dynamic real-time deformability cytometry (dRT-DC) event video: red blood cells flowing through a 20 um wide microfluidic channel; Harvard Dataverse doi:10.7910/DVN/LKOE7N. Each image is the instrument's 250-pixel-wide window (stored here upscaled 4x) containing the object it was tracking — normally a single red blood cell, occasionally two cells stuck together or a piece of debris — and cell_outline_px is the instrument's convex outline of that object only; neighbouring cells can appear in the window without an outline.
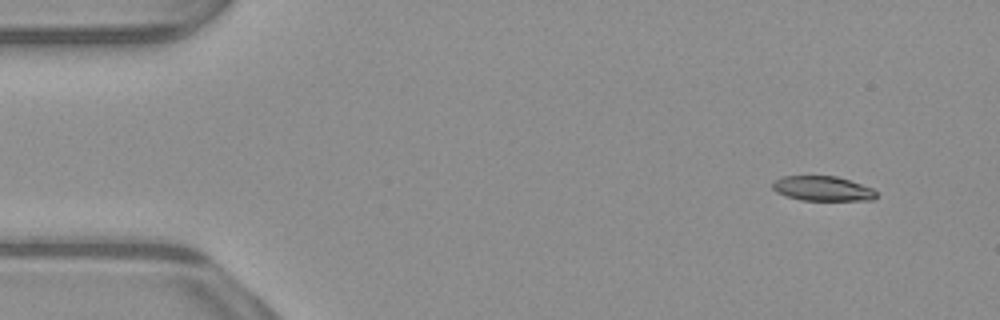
{"species": "common noctule bat (a hibernating species)", "species_latin": "Nyctalus noctula", "temperature_condition": "warm", "stored_images_in_passage": 49, "camera_frame_rate_fps": 3000, "um_per_image_px": 0.085, "animal": {"sex": "male", "body_mass_g": 23.1, "forearm_length_mm": 52.7}, "frame": {"image": 1, "passage_image": 1, "time_ms": 0.0, "image_size_px": [1000, 320], "cell_outline_px": [[876, 196], [872, 200], [800, 200], [776, 192], [772, 188], [772, 180], [784, 176], [836, 176], [872, 188], [876, 192]], "centroid_in_image_um": [69.88, 16.02], "position_along_channel_um": 15.1, "area_um2": 14.85}}
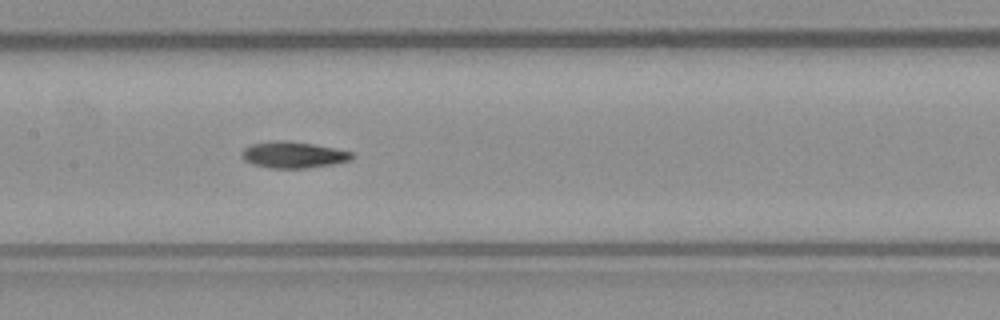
{"frame": {"image": 2, "passage_image": 22, "time_ms": 7.0, "image_size_px": [1000, 320], "cell_outline_px": [[356, 156], [352, 160], [332, 164], [308, 168], [268, 168], [252, 164], [244, 160], [240, 156], [240, 152], [244, 148], [252, 144], [276, 140], [288, 140], [336, 148], [352, 152]], "centroid_in_image_um": [24.93, 13.16], "position_along_channel_um": 182.5, "area_um2": 17.17}}
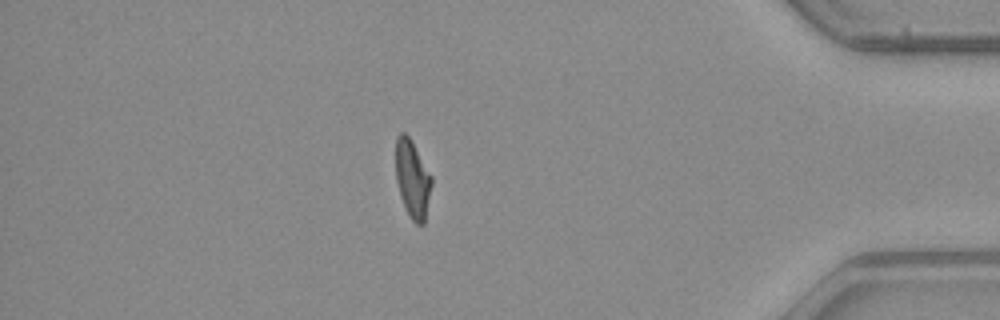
{"frame": {"image": 3, "passage_image": 42, "time_ms": 13.667, "image_size_px": [1000, 320], "cell_outline_px": [[432, 184], [424, 224], [416, 224], [408, 216], [404, 208], [400, 196], [396, 180], [396, 136], [400, 132], [404, 132], [408, 136], [432, 176]], "centroid_in_image_um": [35.05, 15.25], "position_along_channel_um": 400.2, "area_um2": 16.24}, "authors_computed_cell_mechanics": {"area_um2": 16.8198, "velocity_mm_per_s": 3.9232, "shape_relaxation_time_tau1_ms": null, "shape_relaxation_time_tau2_ms": 6.305, "deformation_change_tau1": null, "deformation_change_tau2": 0.1351}}